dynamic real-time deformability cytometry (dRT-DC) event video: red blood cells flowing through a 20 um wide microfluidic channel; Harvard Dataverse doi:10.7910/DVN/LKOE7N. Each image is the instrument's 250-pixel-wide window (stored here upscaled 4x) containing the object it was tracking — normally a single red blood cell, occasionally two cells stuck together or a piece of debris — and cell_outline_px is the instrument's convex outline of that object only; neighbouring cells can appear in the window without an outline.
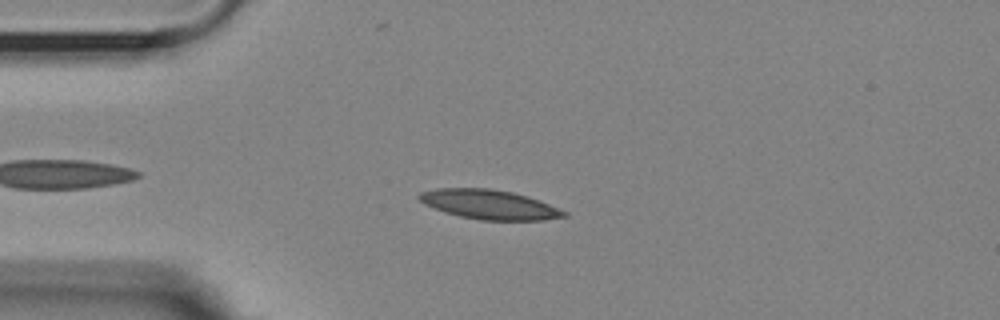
{"species": "Egyptian fruit bat (a non-hibernating species)", "species_latin": "Rousettus aegyptiacus", "temperature_condition": "room temperature", "stored_images_in_passage": 44, "camera_frame_rate_fps": 3000, "um_per_image_px": 0.085, "animal": {"sex": "female"}, "frame": {"image": 1, "passage_image": 6, "time_ms": 1.667, "image_size_px": [1000, 320], "cell_outline_px": [[568, 216], [544, 220], [480, 220], [460, 216], [444, 212], [424, 204], [416, 196], [420, 192], [436, 188], [488, 188], [512, 192], [528, 196], [568, 212]], "centroid_in_image_um": [41.57, 17.38], "position_along_channel_um": 43.4, "area_um2": 24.85}}
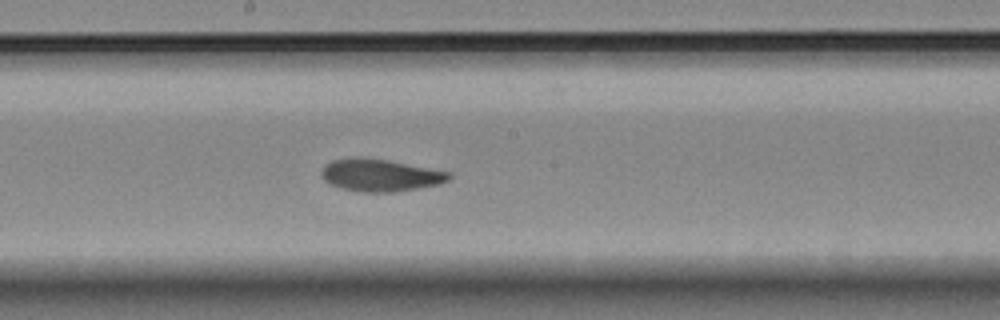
{"frame": {"image": 2, "passage_image": 22, "time_ms": 7.0, "image_size_px": [1000, 320], "cell_outline_px": [[452, 176], [448, 180], [440, 184], [392, 192], [364, 192], [340, 188], [324, 180], [320, 172], [332, 160], [360, 156], [364, 156], [388, 160], [452, 172]], "centroid_in_image_um": [32.34, 14.88], "position_along_channel_um": 215.9, "area_um2": 23.99}}
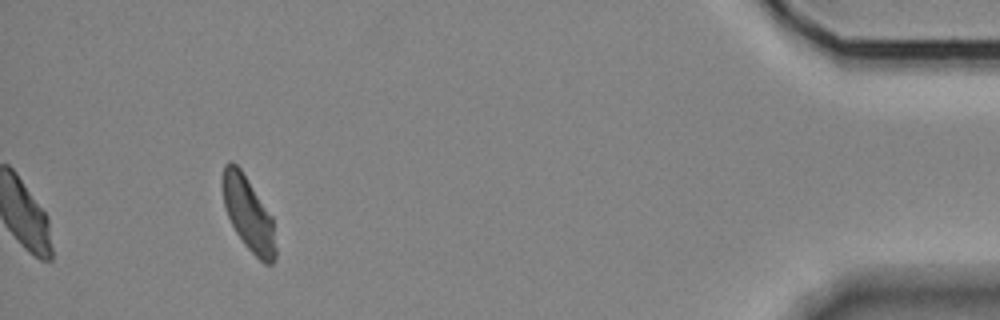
{"frame": {"image": 3, "passage_image": 44, "time_ms": 14.333, "image_size_px": [1000, 320], "cell_outline_px": [[276, 256], [272, 264], [264, 264], [244, 244], [236, 232], [228, 216], [224, 204], [220, 184], [220, 180], [224, 164], [228, 160], [232, 160], [240, 168], [272, 216], [276, 248]], "centroid_in_image_um": [21.08, 18.13], "position_along_channel_um": 414.1, "area_um2": 23.0}, "authors_computed_cell_mechanics": {"area_um2": 23.8425, "velocity_mm_per_s": 3.5792, "shape_relaxation_time_tau1_ms": 6.5642, "shape_relaxation_time_tau2_ms": 8.4103, "deformation_change_tau1": 0.1732, "deformation_change_tau2": 0.096}}